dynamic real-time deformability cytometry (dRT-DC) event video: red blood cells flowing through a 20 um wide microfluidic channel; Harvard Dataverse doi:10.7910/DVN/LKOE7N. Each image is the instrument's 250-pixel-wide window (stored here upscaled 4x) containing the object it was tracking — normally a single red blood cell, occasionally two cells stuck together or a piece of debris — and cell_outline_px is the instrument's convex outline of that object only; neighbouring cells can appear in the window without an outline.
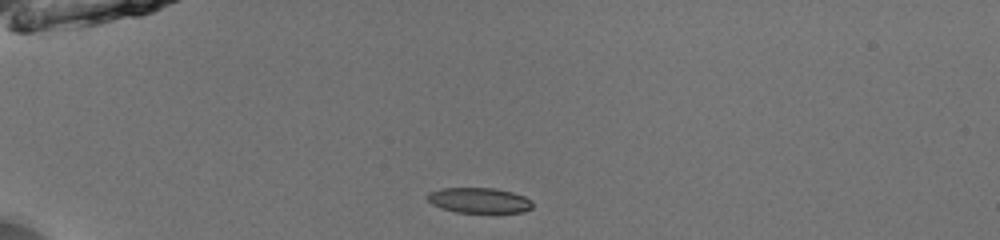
{"species": "common noctule bat (a hibernating species)", "species_latin": "Nyctalus noctula", "temperature_condition": "room temperature", "stored_images_in_passage": 38, "camera_frame_rate_fps": 3000, "um_per_image_px": 0.085, "animal": {"sex": "male", "body_mass_g": 13.0, "forearm_length_mm": 53.1}, "frame": {"image": 1, "passage_image": 1, "time_ms": 0.0, "image_size_px": [1000, 240], "cell_outline_px": [[532, 208], [524, 212], [456, 212], [440, 208], [432, 204], [428, 200], [428, 192], [440, 188], [496, 188], [512, 192], [524, 196], [532, 200]], "centroid_in_image_um": [40.73, 17.02], "position_along_channel_um": 44.3, "area_um2": 15.55}}
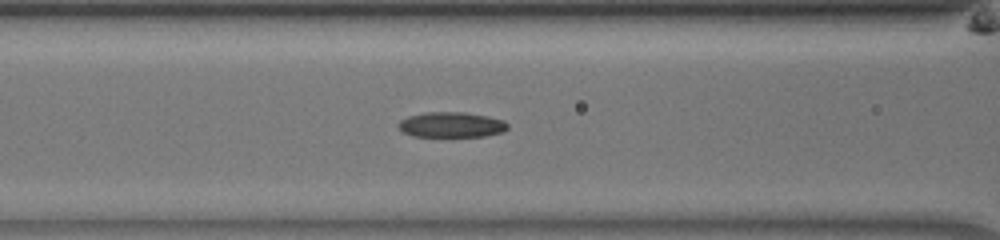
{"frame": {"image": 2, "passage_image": 10, "time_ms": 3.0, "image_size_px": [1000, 240], "cell_outline_px": [[508, 128], [504, 132], [484, 136], [412, 136], [404, 132], [396, 124], [400, 120], [408, 116], [424, 112], [464, 112], [488, 116], [504, 120], [508, 124]], "centroid_in_image_um": [38.38, 10.59], "position_along_channel_um": 128.2, "area_um2": 16.18}}
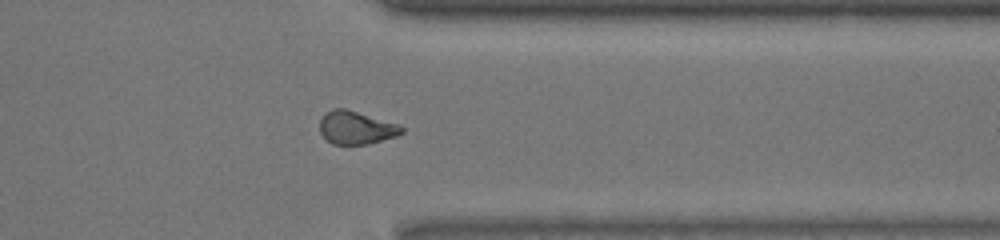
{"frame": {"image": 3, "passage_image": 29, "time_ms": 9.333, "image_size_px": [1000, 240], "cell_outline_px": [[404, 132], [396, 136], [364, 144], [332, 144], [320, 132], [320, 120], [324, 112], [332, 108], [344, 108], [400, 124], [404, 128]], "centroid_in_image_um": [30.26, 10.83], "position_along_channel_um": 381.1, "area_um2": 15.72}, "authors_computed_cell_mechanics": {"area_um2": 16.2129, "velocity_mm_per_s": 4.0018, "shape_relaxation_time_tau1_ms": 6.3878, "shape_relaxation_time_tau2_ms": 10.2278, "deformation_change_tau1": 0.1553, "deformation_change_tau2": 0.1197}}